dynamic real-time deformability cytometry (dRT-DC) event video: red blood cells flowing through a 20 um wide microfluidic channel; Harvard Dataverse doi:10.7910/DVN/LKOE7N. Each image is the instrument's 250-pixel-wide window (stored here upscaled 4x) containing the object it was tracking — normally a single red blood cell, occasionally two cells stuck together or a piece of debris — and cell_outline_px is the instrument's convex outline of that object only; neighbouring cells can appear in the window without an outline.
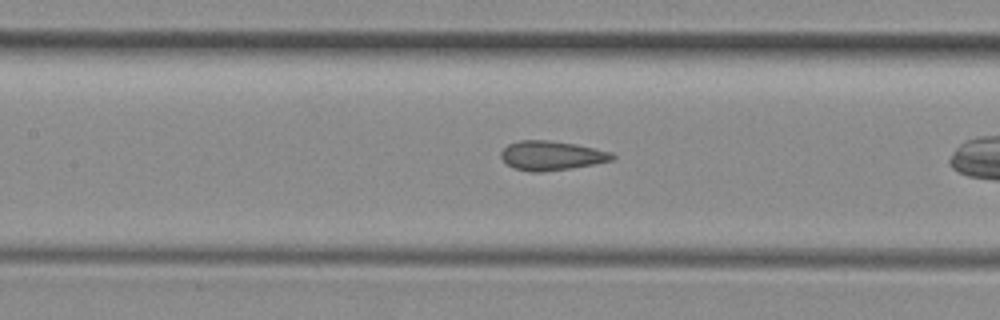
{"species": "common noctule bat (a hibernating species)", "species_latin": "Nyctalus noctula", "temperature_condition": "room temperature", "stored_images_in_passage": 18, "camera_frame_rate_fps": 3000, "um_per_image_px": 0.085, "animal": {"sex": "female", "body_mass_g": 29.2, "forearm_length_mm": 56.3}, "frame": {"image": 1, "passage_image": 8, "time_ms": 2.333, "image_size_px": [1000, 320], "cell_outline_px": [[616, 156], [612, 160], [572, 168], [544, 172], [528, 172], [516, 168], [508, 164], [500, 156], [500, 152], [508, 144], [520, 140], [548, 140], [576, 144], [612, 152]], "centroid_in_image_um": [46.87, 13.22], "position_along_channel_um": 160.5, "area_um2": 18.96}}
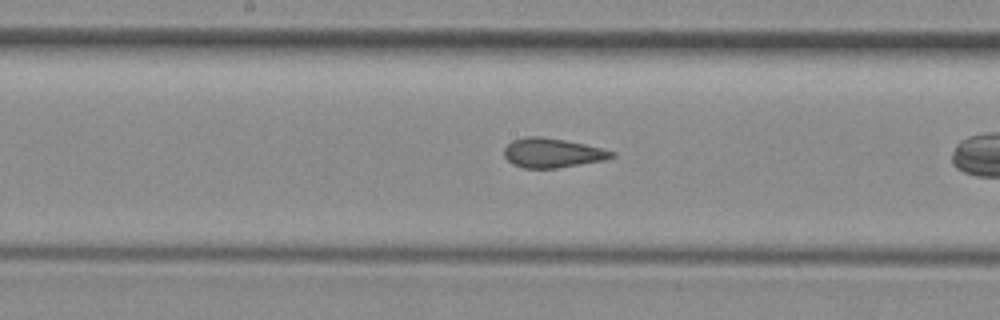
{"frame": {"image": 2, "passage_image": 11, "time_ms": 3.333, "image_size_px": [1000, 320], "cell_outline_px": [[616, 156], [604, 160], [556, 168], [524, 168], [512, 164], [504, 156], [504, 148], [512, 140], [524, 136], [540, 136], [564, 140], [584, 144], [616, 152]], "centroid_in_image_um": [46.92, 12.99], "position_along_channel_um": 201.3, "area_um2": 18.38}}